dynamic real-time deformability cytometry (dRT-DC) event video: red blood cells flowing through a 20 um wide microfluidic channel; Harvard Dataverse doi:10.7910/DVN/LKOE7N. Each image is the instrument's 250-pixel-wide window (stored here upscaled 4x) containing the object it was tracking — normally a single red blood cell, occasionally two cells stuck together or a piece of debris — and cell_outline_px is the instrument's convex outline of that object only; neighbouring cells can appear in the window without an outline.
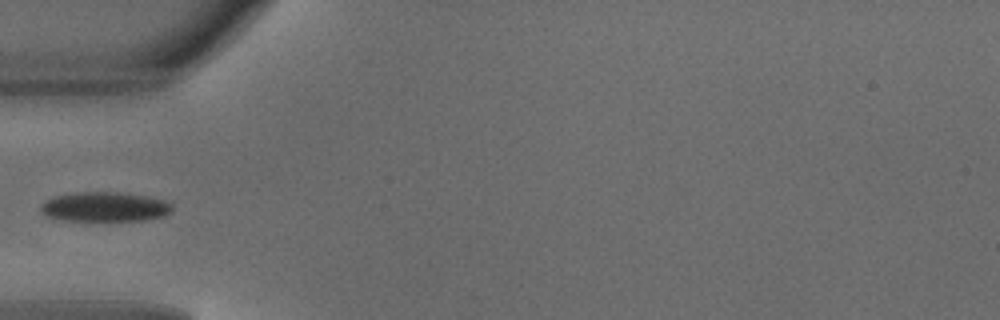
{"species": "common noctule bat (a hibernating species)", "species_latin": "Nyctalus noctula", "temperature_condition": "warm", "stored_images_in_passage": 33, "camera_frame_rate_fps": 3000, "um_per_image_px": 0.085, "animal": {"sex": "male", "body_mass_g": 18.8}, "frame": {"image": 1, "passage_image": 1, "time_ms": 0.0, "image_size_px": [1000, 320], "cell_outline_px": [[172, 212], [164, 216], [144, 220], [108, 224], [64, 220], [48, 216], [40, 212], [40, 204], [44, 200], [56, 196], [76, 192], [116, 192], [144, 196], [164, 200], [172, 204]], "centroid_in_image_um": [8.89, 17.64], "position_along_channel_um": 76.1, "area_um2": 23.7}}
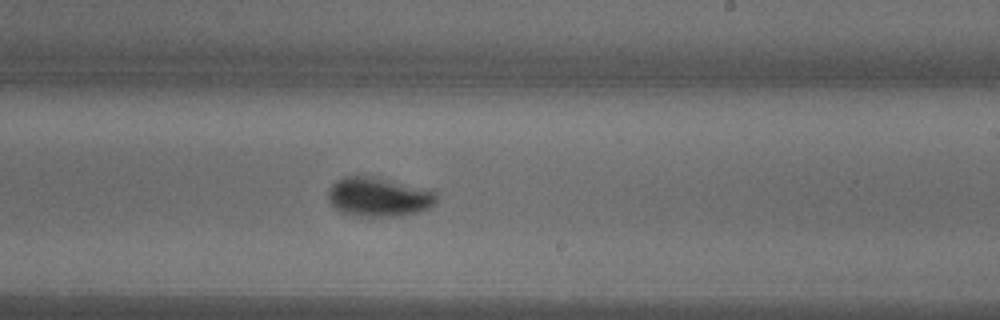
{"frame": {"image": 2, "passage_image": 14, "time_ms": 4.333, "image_size_px": [1000, 320], "cell_outline_px": [[436, 200], [428, 208], [420, 212], [400, 216], [356, 216], [344, 212], [336, 208], [332, 204], [328, 196], [328, 188], [336, 180], [344, 176], [368, 176], [432, 188], [436, 192]], "centroid_in_image_um": [32.22, 16.73], "position_along_channel_um": 256.8, "area_um2": 24.85}}
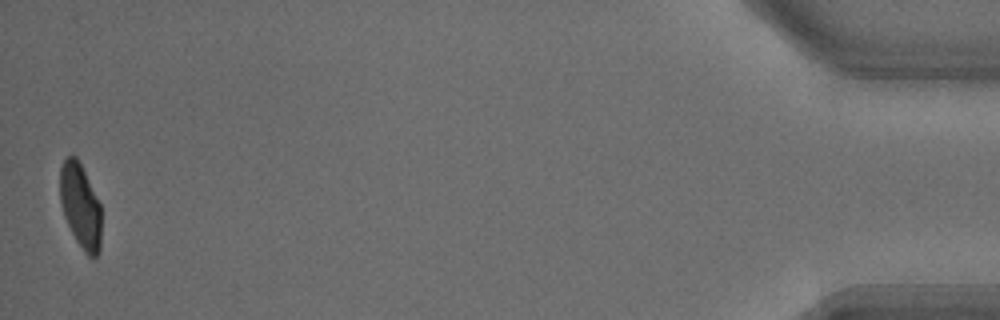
{"frame": {"image": 3, "passage_image": 33, "time_ms": 10.667, "image_size_px": [1000, 320], "cell_outline_px": [[100, 252], [92, 260], [84, 252], [76, 240], [64, 216], [60, 204], [60, 168], [64, 160], [68, 156], [76, 156], [100, 204]], "centroid_in_image_um": [6.83, 17.55], "position_along_channel_um": 428.4, "area_um2": 20.11}}